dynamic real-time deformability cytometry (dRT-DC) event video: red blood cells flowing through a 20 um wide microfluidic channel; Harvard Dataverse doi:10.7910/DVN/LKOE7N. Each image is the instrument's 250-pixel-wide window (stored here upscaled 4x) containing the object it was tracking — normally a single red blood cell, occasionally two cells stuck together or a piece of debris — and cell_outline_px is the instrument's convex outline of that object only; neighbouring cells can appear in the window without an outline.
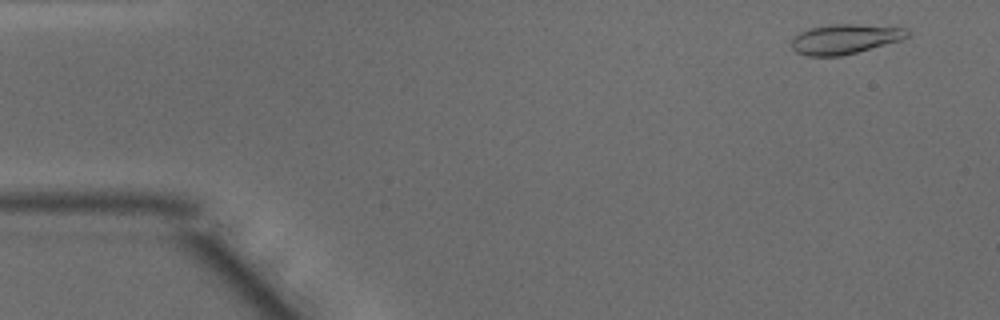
{"species": "common noctule bat (a hibernating species)", "species_latin": "Nyctalus noctula", "temperature_condition": "warm", "stored_images_in_passage": 18, "camera_frame_rate_fps": 3000, "um_per_image_px": 0.085, "animal": {"sex": "male", "body_mass_g": 15.6}, "frame": {"image": 1, "passage_image": 3, "time_ms": 0.667, "image_size_px": [1000, 320], "cell_outline_px": [[908, 36], [900, 40], [856, 52], [840, 56], [808, 56], [796, 52], [792, 48], [792, 40], [800, 32], [812, 28], [832, 24], [856, 24], [908, 28]], "centroid_in_image_um": [71.81, 3.32], "position_along_channel_um": 13.2, "area_um2": 19.77}}
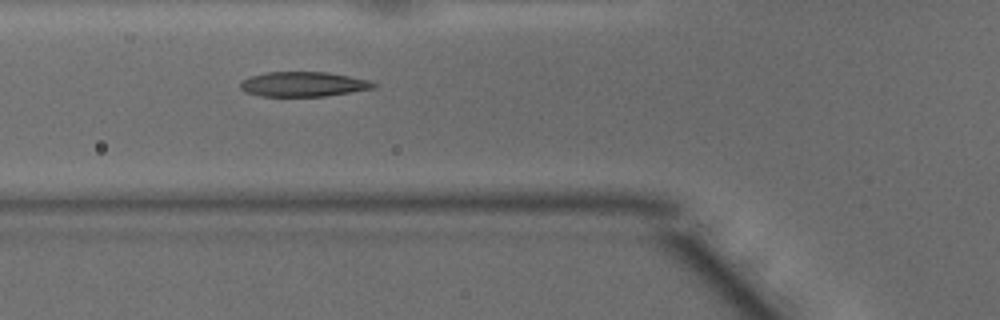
{"frame": {"image": 2, "passage_image": 17, "time_ms": 5.333, "image_size_px": [1000, 320], "cell_outline_px": [[376, 84], [372, 88], [324, 96], [260, 96], [248, 92], [240, 88], [240, 80], [248, 76], [268, 72], [328, 72], [368, 80]], "centroid_in_image_um": [25.7, 7.14], "position_along_channel_um": 100.1, "area_um2": 19.02}}